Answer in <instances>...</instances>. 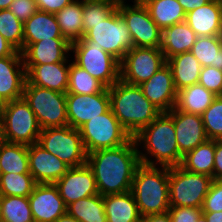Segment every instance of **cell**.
I'll list each match as a JSON object with an SVG mask.
<instances>
[{
    "label": "cell",
    "instance_id": "obj_1",
    "mask_svg": "<svg viewBox=\"0 0 222 222\" xmlns=\"http://www.w3.org/2000/svg\"><path fill=\"white\" fill-rule=\"evenodd\" d=\"M86 163L101 196L130 191L136 168L141 164L133 137L121 146L88 153Z\"/></svg>",
    "mask_w": 222,
    "mask_h": 222
},
{
    "label": "cell",
    "instance_id": "obj_2",
    "mask_svg": "<svg viewBox=\"0 0 222 222\" xmlns=\"http://www.w3.org/2000/svg\"><path fill=\"white\" fill-rule=\"evenodd\" d=\"M133 138L141 164L168 168L181 164L183 155L178 149L174 122L166 112H161Z\"/></svg>",
    "mask_w": 222,
    "mask_h": 222
},
{
    "label": "cell",
    "instance_id": "obj_3",
    "mask_svg": "<svg viewBox=\"0 0 222 222\" xmlns=\"http://www.w3.org/2000/svg\"><path fill=\"white\" fill-rule=\"evenodd\" d=\"M108 90L113 114L132 137L161 113L144 96L138 85L128 84L119 79Z\"/></svg>",
    "mask_w": 222,
    "mask_h": 222
},
{
    "label": "cell",
    "instance_id": "obj_4",
    "mask_svg": "<svg viewBox=\"0 0 222 222\" xmlns=\"http://www.w3.org/2000/svg\"><path fill=\"white\" fill-rule=\"evenodd\" d=\"M131 192L142 218L168 212L169 168L140 164L134 174Z\"/></svg>",
    "mask_w": 222,
    "mask_h": 222
},
{
    "label": "cell",
    "instance_id": "obj_5",
    "mask_svg": "<svg viewBox=\"0 0 222 222\" xmlns=\"http://www.w3.org/2000/svg\"><path fill=\"white\" fill-rule=\"evenodd\" d=\"M1 124L3 141L10 143H37L42 130L24 98L4 103Z\"/></svg>",
    "mask_w": 222,
    "mask_h": 222
},
{
    "label": "cell",
    "instance_id": "obj_6",
    "mask_svg": "<svg viewBox=\"0 0 222 222\" xmlns=\"http://www.w3.org/2000/svg\"><path fill=\"white\" fill-rule=\"evenodd\" d=\"M73 62L98 79L107 88L120 79V62L90 40H78L71 43Z\"/></svg>",
    "mask_w": 222,
    "mask_h": 222
},
{
    "label": "cell",
    "instance_id": "obj_7",
    "mask_svg": "<svg viewBox=\"0 0 222 222\" xmlns=\"http://www.w3.org/2000/svg\"><path fill=\"white\" fill-rule=\"evenodd\" d=\"M23 98L34 112L41 129L68 125L66 94L31 85L26 80Z\"/></svg>",
    "mask_w": 222,
    "mask_h": 222
},
{
    "label": "cell",
    "instance_id": "obj_8",
    "mask_svg": "<svg viewBox=\"0 0 222 222\" xmlns=\"http://www.w3.org/2000/svg\"><path fill=\"white\" fill-rule=\"evenodd\" d=\"M212 177L185 170L180 165L169 168L170 206L202 208Z\"/></svg>",
    "mask_w": 222,
    "mask_h": 222
},
{
    "label": "cell",
    "instance_id": "obj_9",
    "mask_svg": "<svg viewBox=\"0 0 222 222\" xmlns=\"http://www.w3.org/2000/svg\"><path fill=\"white\" fill-rule=\"evenodd\" d=\"M79 132L87 154L100 149L121 146L132 138L119 123L111 108L106 113L83 124Z\"/></svg>",
    "mask_w": 222,
    "mask_h": 222
},
{
    "label": "cell",
    "instance_id": "obj_10",
    "mask_svg": "<svg viewBox=\"0 0 222 222\" xmlns=\"http://www.w3.org/2000/svg\"><path fill=\"white\" fill-rule=\"evenodd\" d=\"M37 143L70 168L86 164L87 153L79 129L69 125L45 128L41 130Z\"/></svg>",
    "mask_w": 222,
    "mask_h": 222
},
{
    "label": "cell",
    "instance_id": "obj_11",
    "mask_svg": "<svg viewBox=\"0 0 222 222\" xmlns=\"http://www.w3.org/2000/svg\"><path fill=\"white\" fill-rule=\"evenodd\" d=\"M81 40L96 42L119 62L134 47L127 24L117 8L103 21L91 25V29Z\"/></svg>",
    "mask_w": 222,
    "mask_h": 222
},
{
    "label": "cell",
    "instance_id": "obj_12",
    "mask_svg": "<svg viewBox=\"0 0 222 222\" xmlns=\"http://www.w3.org/2000/svg\"><path fill=\"white\" fill-rule=\"evenodd\" d=\"M166 64L162 51L154 47H133L120 62V79L141 85Z\"/></svg>",
    "mask_w": 222,
    "mask_h": 222
},
{
    "label": "cell",
    "instance_id": "obj_13",
    "mask_svg": "<svg viewBox=\"0 0 222 222\" xmlns=\"http://www.w3.org/2000/svg\"><path fill=\"white\" fill-rule=\"evenodd\" d=\"M117 9L127 24L134 47H159L162 30L152 20L143 3H120Z\"/></svg>",
    "mask_w": 222,
    "mask_h": 222
},
{
    "label": "cell",
    "instance_id": "obj_14",
    "mask_svg": "<svg viewBox=\"0 0 222 222\" xmlns=\"http://www.w3.org/2000/svg\"><path fill=\"white\" fill-rule=\"evenodd\" d=\"M68 125L79 129L83 124L106 113L110 108L109 90L90 95L66 94Z\"/></svg>",
    "mask_w": 222,
    "mask_h": 222
},
{
    "label": "cell",
    "instance_id": "obj_15",
    "mask_svg": "<svg viewBox=\"0 0 222 222\" xmlns=\"http://www.w3.org/2000/svg\"><path fill=\"white\" fill-rule=\"evenodd\" d=\"M54 185L66 206L79 199L99 194L94 174L87 163L69 168Z\"/></svg>",
    "mask_w": 222,
    "mask_h": 222
},
{
    "label": "cell",
    "instance_id": "obj_16",
    "mask_svg": "<svg viewBox=\"0 0 222 222\" xmlns=\"http://www.w3.org/2000/svg\"><path fill=\"white\" fill-rule=\"evenodd\" d=\"M34 222H55L66 213V205L54 184H36L28 196Z\"/></svg>",
    "mask_w": 222,
    "mask_h": 222
},
{
    "label": "cell",
    "instance_id": "obj_17",
    "mask_svg": "<svg viewBox=\"0 0 222 222\" xmlns=\"http://www.w3.org/2000/svg\"><path fill=\"white\" fill-rule=\"evenodd\" d=\"M166 113L173 119L178 149L183 156L208 140L201 115L175 107Z\"/></svg>",
    "mask_w": 222,
    "mask_h": 222
},
{
    "label": "cell",
    "instance_id": "obj_18",
    "mask_svg": "<svg viewBox=\"0 0 222 222\" xmlns=\"http://www.w3.org/2000/svg\"><path fill=\"white\" fill-rule=\"evenodd\" d=\"M28 159L30 174L37 184H54L70 168L38 143L28 145Z\"/></svg>",
    "mask_w": 222,
    "mask_h": 222
},
{
    "label": "cell",
    "instance_id": "obj_19",
    "mask_svg": "<svg viewBox=\"0 0 222 222\" xmlns=\"http://www.w3.org/2000/svg\"><path fill=\"white\" fill-rule=\"evenodd\" d=\"M139 86L144 96L161 112H169L175 107L177 90L167 63Z\"/></svg>",
    "mask_w": 222,
    "mask_h": 222
},
{
    "label": "cell",
    "instance_id": "obj_20",
    "mask_svg": "<svg viewBox=\"0 0 222 222\" xmlns=\"http://www.w3.org/2000/svg\"><path fill=\"white\" fill-rule=\"evenodd\" d=\"M26 69L22 56L0 58V99L7 103L23 98Z\"/></svg>",
    "mask_w": 222,
    "mask_h": 222
},
{
    "label": "cell",
    "instance_id": "obj_21",
    "mask_svg": "<svg viewBox=\"0 0 222 222\" xmlns=\"http://www.w3.org/2000/svg\"><path fill=\"white\" fill-rule=\"evenodd\" d=\"M71 44L66 39H47L28 45L22 52L24 65L70 62ZM69 55V56H68Z\"/></svg>",
    "mask_w": 222,
    "mask_h": 222
},
{
    "label": "cell",
    "instance_id": "obj_22",
    "mask_svg": "<svg viewBox=\"0 0 222 222\" xmlns=\"http://www.w3.org/2000/svg\"><path fill=\"white\" fill-rule=\"evenodd\" d=\"M24 66L31 85L67 93L70 62Z\"/></svg>",
    "mask_w": 222,
    "mask_h": 222
},
{
    "label": "cell",
    "instance_id": "obj_23",
    "mask_svg": "<svg viewBox=\"0 0 222 222\" xmlns=\"http://www.w3.org/2000/svg\"><path fill=\"white\" fill-rule=\"evenodd\" d=\"M185 22L198 37L222 35L219 0H211L186 13Z\"/></svg>",
    "mask_w": 222,
    "mask_h": 222
},
{
    "label": "cell",
    "instance_id": "obj_24",
    "mask_svg": "<svg viewBox=\"0 0 222 222\" xmlns=\"http://www.w3.org/2000/svg\"><path fill=\"white\" fill-rule=\"evenodd\" d=\"M23 50L30 44L47 39L63 38L53 13L37 10L23 23Z\"/></svg>",
    "mask_w": 222,
    "mask_h": 222
},
{
    "label": "cell",
    "instance_id": "obj_25",
    "mask_svg": "<svg viewBox=\"0 0 222 222\" xmlns=\"http://www.w3.org/2000/svg\"><path fill=\"white\" fill-rule=\"evenodd\" d=\"M197 37L185 21L177 23L161 31L158 49L167 60L174 55L191 51Z\"/></svg>",
    "mask_w": 222,
    "mask_h": 222
},
{
    "label": "cell",
    "instance_id": "obj_26",
    "mask_svg": "<svg viewBox=\"0 0 222 222\" xmlns=\"http://www.w3.org/2000/svg\"><path fill=\"white\" fill-rule=\"evenodd\" d=\"M103 203L107 222H142L131 190L103 196Z\"/></svg>",
    "mask_w": 222,
    "mask_h": 222
},
{
    "label": "cell",
    "instance_id": "obj_27",
    "mask_svg": "<svg viewBox=\"0 0 222 222\" xmlns=\"http://www.w3.org/2000/svg\"><path fill=\"white\" fill-rule=\"evenodd\" d=\"M166 63L171 68L177 92L199 82L202 66L190 51L174 55Z\"/></svg>",
    "mask_w": 222,
    "mask_h": 222
},
{
    "label": "cell",
    "instance_id": "obj_28",
    "mask_svg": "<svg viewBox=\"0 0 222 222\" xmlns=\"http://www.w3.org/2000/svg\"><path fill=\"white\" fill-rule=\"evenodd\" d=\"M216 97L201 84H193L177 92L175 108L186 113L202 115Z\"/></svg>",
    "mask_w": 222,
    "mask_h": 222
},
{
    "label": "cell",
    "instance_id": "obj_29",
    "mask_svg": "<svg viewBox=\"0 0 222 222\" xmlns=\"http://www.w3.org/2000/svg\"><path fill=\"white\" fill-rule=\"evenodd\" d=\"M61 34L70 44L83 37V0H74L54 14Z\"/></svg>",
    "mask_w": 222,
    "mask_h": 222
},
{
    "label": "cell",
    "instance_id": "obj_30",
    "mask_svg": "<svg viewBox=\"0 0 222 222\" xmlns=\"http://www.w3.org/2000/svg\"><path fill=\"white\" fill-rule=\"evenodd\" d=\"M143 4L161 30L186 19V13L177 0H146Z\"/></svg>",
    "mask_w": 222,
    "mask_h": 222
},
{
    "label": "cell",
    "instance_id": "obj_31",
    "mask_svg": "<svg viewBox=\"0 0 222 222\" xmlns=\"http://www.w3.org/2000/svg\"><path fill=\"white\" fill-rule=\"evenodd\" d=\"M214 155L215 140H207L186 153L180 166L187 171L208 175L213 179Z\"/></svg>",
    "mask_w": 222,
    "mask_h": 222
},
{
    "label": "cell",
    "instance_id": "obj_32",
    "mask_svg": "<svg viewBox=\"0 0 222 222\" xmlns=\"http://www.w3.org/2000/svg\"><path fill=\"white\" fill-rule=\"evenodd\" d=\"M0 173H30L28 145L3 141L0 145Z\"/></svg>",
    "mask_w": 222,
    "mask_h": 222
},
{
    "label": "cell",
    "instance_id": "obj_33",
    "mask_svg": "<svg viewBox=\"0 0 222 222\" xmlns=\"http://www.w3.org/2000/svg\"><path fill=\"white\" fill-rule=\"evenodd\" d=\"M66 212L80 222H107L103 196L95 194L67 205Z\"/></svg>",
    "mask_w": 222,
    "mask_h": 222
},
{
    "label": "cell",
    "instance_id": "obj_34",
    "mask_svg": "<svg viewBox=\"0 0 222 222\" xmlns=\"http://www.w3.org/2000/svg\"><path fill=\"white\" fill-rule=\"evenodd\" d=\"M202 67L222 70V35L197 37L190 51Z\"/></svg>",
    "mask_w": 222,
    "mask_h": 222
},
{
    "label": "cell",
    "instance_id": "obj_35",
    "mask_svg": "<svg viewBox=\"0 0 222 222\" xmlns=\"http://www.w3.org/2000/svg\"><path fill=\"white\" fill-rule=\"evenodd\" d=\"M106 86L80 68L72 60L69 67V80L66 94L90 95L102 92Z\"/></svg>",
    "mask_w": 222,
    "mask_h": 222
},
{
    "label": "cell",
    "instance_id": "obj_36",
    "mask_svg": "<svg viewBox=\"0 0 222 222\" xmlns=\"http://www.w3.org/2000/svg\"><path fill=\"white\" fill-rule=\"evenodd\" d=\"M0 222H34L29 198L0 196Z\"/></svg>",
    "mask_w": 222,
    "mask_h": 222
},
{
    "label": "cell",
    "instance_id": "obj_37",
    "mask_svg": "<svg viewBox=\"0 0 222 222\" xmlns=\"http://www.w3.org/2000/svg\"><path fill=\"white\" fill-rule=\"evenodd\" d=\"M36 184L30 173H0V196L28 197Z\"/></svg>",
    "mask_w": 222,
    "mask_h": 222
},
{
    "label": "cell",
    "instance_id": "obj_38",
    "mask_svg": "<svg viewBox=\"0 0 222 222\" xmlns=\"http://www.w3.org/2000/svg\"><path fill=\"white\" fill-rule=\"evenodd\" d=\"M115 0H83V36L91 29V25L106 19L116 8Z\"/></svg>",
    "mask_w": 222,
    "mask_h": 222
},
{
    "label": "cell",
    "instance_id": "obj_39",
    "mask_svg": "<svg viewBox=\"0 0 222 222\" xmlns=\"http://www.w3.org/2000/svg\"><path fill=\"white\" fill-rule=\"evenodd\" d=\"M0 34L17 51H23V22L9 9L0 10Z\"/></svg>",
    "mask_w": 222,
    "mask_h": 222
},
{
    "label": "cell",
    "instance_id": "obj_40",
    "mask_svg": "<svg viewBox=\"0 0 222 222\" xmlns=\"http://www.w3.org/2000/svg\"><path fill=\"white\" fill-rule=\"evenodd\" d=\"M201 117L208 140H222V96H217Z\"/></svg>",
    "mask_w": 222,
    "mask_h": 222
},
{
    "label": "cell",
    "instance_id": "obj_41",
    "mask_svg": "<svg viewBox=\"0 0 222 222\" xmlns=\"http://www.w3.org/2000/svg\"><path fill=\"white\" fill-rule=\"evenodd\" d=\"M198 83L214 95L222 96V70L211 66L202 67Z\"/></svg>",
    "mask_w": 222,
    "mask_h": 222
},
{
    "label": "cell",
    "instance_id": "obj_42",
    "mask_svg": "<svg viewBox=\"0 0 222 222\" xmlns=\"http://www.w3.org/2000/svg\"><path fill=\"white\" fill-rule=\"evenodd\" d=\"M202 212L222 211V180H213L205 196Z\"/></svg>",
    "mask_w": 222,
    "mask_h": 222
},
{
    "label": "cell",
    "instance_id": "obj_43",
    "mask_svg": "<svg viewBox=\"0 0 222 222\" xmlns=\"http://www.w3.org/2000/svg\"><path fill=\"white\" fill-rule=\"evenodd\" d=\"M8 9L23 23L38 10L36 0H13Z\"/></svg>",
    "mask_w": 222,
    "mask_h": 222
},
{
    "label": "cell",
    "instance_id": "obj_44",
    "mask_svg": "<svg viewBox=\"0 0 222 222\" xmlns=\"http://www.w3.org/2000/svg\"><path fill=\"white\" fill-rule=\"evenodd\" d=\"M168 213L172 222H195L202 214L201 208L170 206Z\"/></svg>",
    "mask_w": 222,
    "mask_h": 222
},
{
    "label": "cell",
    "instance_id": "obj_45",
    "mask_svg": "<svg viewBox=\"0 0 222 222\" xmlns=\"http://www.w3.org/2000/svg\"><path fill=\"white\" fill-rule=\"evenodd\" d=\"M74 0H36L39 11L57 13Z\"/></svg>",
    "mask_w": 222,
    "mask_h": 222
},
{
    "label": "cell",
    "instance_id": "obj_46",
    "mask_svg": "<svg viewBox=\"0 0 222 222\" xmlns=\"http://www.w3.org/2000/svg\"><path fill=\"white\" fill-rule=\"evenodd\" d=\"M213 180H222V140H215Z\"/></svg>",
    "mask_w": 222,
    "mask_h": 222
},
{
    "label": "cell",
    "instance_id": "obj_47",
    "mask_svg": "<svg viewBox=\"0 0 222 222\" xmlns=\"http://www.w3.org/2000/svg\"><path fill=\"white\" fill-rule=\"evenodd\" d=\"M7 56H22V54L10 45L0 34V58Z\"/></svg>",
    "mask_w": 222,
    "mask_h": 222
},
{
    "label": "cell",
    "instance_id": "obj_48",
    "mask_svg": "<svg viewBox=\"0 0 222 222\" xmlns=\"http://www.w3.org/2000/svg\"><path fill=\"white\" fill-rule=\"evenodd\" d=\"M182 6L185 13L195 10L202 5L210 2L211 0H177Z\"/></svg>",
    "mask_w": 222,
    "mask_h": 222
},
{
    "label": "cell",
    "instance_id": "obj_49",
    "mask_svg": "<svg viewBox=\"0 0 222 222\" xmlns=\"http://www.w3.org/2000/svg\"><path fill=\"white\" fill-rule=\"evenodd\" d=\"M142 222H172L168 212L153 214L142 218Z\"/></svg>",
    "mask_w": 222,
    "mask_h": 222
},
{
    "label": "cell",
    "instance_id": "obj_50",
    "mask_svg": "<svg viewBox=\"0 0 222 222\" xmlns=\"http://www.w3.org/2000/svg\"><path fill=\"white\" fill-rule=\"evenodd\" d=\"M206 218V222H222V211L202 212Z\"/></svg>",
    "mask_w": 222,
    "mask_h": 222
},
{
    "label": "cell",
    "instance_id": "obj_51",
    "mask_svg": "<svg viewBox=\"0 0 222 222\" xmlns=\"http://www.w3.org/2000/svg\"><path fill=\"white\" fill-rule=\"evenodd\" d=\"M55 222H80V221L75 219L66 212L65 214L61 215Z\"/></svg>",
    "mask_w": 222,
    "mask_h": 222
},
{
    "label": "cell",
    "instance_id": "obj_52",
    "mask_svg": "<svg viewBox=\"0 0 222 222\" xmlns=\"http://www.w3.org/2000/svg\"><path fill=\"white\" fill-rule=\"evenodd\" d=\"M13 0H0V10L8 9Z\"/></svg>",
    "mask_w": 222,
    "mask_h": 222
},
{
    "label": "cell",
    "instance_id": "obj_53",
    "mask_svg": "<svg viewBox=\"0 0 222 222\" xmlns=\"http://www.w3.org/2000/svg\"><path fill=\"white\" fill-rule=\"evenodd\" d=\"M118 4L125 3L126 0H115ZM146 0H134L133 3H143Z\"/></svg>",
    "mask_w": 222,
    "mask_h": 222
},
{
    "label": "cell",
    "instance_id": "obj_54",
    "mask_svg": "<svg viewBox=\"0 0 222 222\" xmlns=\"http://www.w3.org/2000/svg\"><path fill=\"white\" fill-rule=\"evenodd\" d=\"M195 222H206V218L203 214H201Z\"/></svg>",
    "mask_w": 222,
    "mask_h": 222
},
{
    "label": "cell",
    "instance_id": "obj_55",
    "mask_svg": "<svg viewBox=\"0 0 222 222\" xmlns=\"http://www.w3.org/2000/svg\"><path fill=\"white\" fill-rule=\"evenodd\" d=\"M4 108V102L0 99V114H2Z\"/></svg>",
    "mask_w": 222,
    "mask_h": 222
},
{
    "label": "cell",
    "instance_id": "obj_56",
    "mask_svg": "<svg viewBox=\"0 0 222 222\" xmlns=\"http://www.w3.org/2000/svg\"><path fill=\"white\" fill-rule=\"evenodd\" d=\"M220 18H221V26H222V2H220Z\"/></svg>",
    "mask_w": 222,
    "mask_h": 222
},
{
    "label": "cell",
    "instance_id": "obj_57",
    "mask_svg": "<svg viewBox=\"0 0 222 222\" xmlns=\"http://www.w3.org/2000/svg\"><path fill=\"white\" fill-rule=\"evenodd\" d=\"M2 142H3V135H2V132H0V145Z\"/></svg>",
    "mask_w": 222,
    "mask_h": 222
},
{
    "label": "cell",
    "instance_id": "obj_58",
    "mask_svg": "<svg viewBox=\"0 0 222 222\" xmlns=\"http://www.w3.org/2000/svg\"><path fill=\"white\" fill-rule=\"evenodd\" d=\"M1 116L2 114H0V132H2Z\"/></svg>",
    "mask_w": 222,
    "mask_h": 222
}]
</instances>
